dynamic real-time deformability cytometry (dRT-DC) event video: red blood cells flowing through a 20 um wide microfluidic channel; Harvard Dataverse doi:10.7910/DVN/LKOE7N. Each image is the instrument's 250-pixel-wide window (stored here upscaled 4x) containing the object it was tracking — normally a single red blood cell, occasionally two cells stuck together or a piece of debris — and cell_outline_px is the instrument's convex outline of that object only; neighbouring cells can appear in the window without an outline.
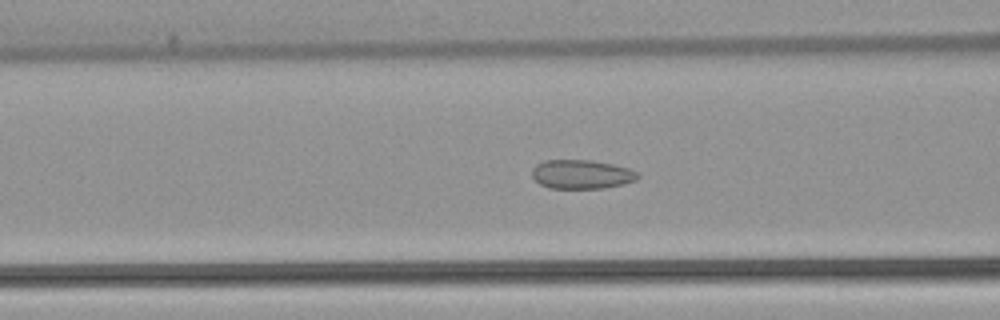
{"species": "common noctule bat (a hibernating species)", "species_latin": "Nyctalus noctula", "temperature_condition": "warm", "stored_images_in_passage": 49, "camera_frame_rate_fps": 3000, "um_per_image_px": 0.085, "animal": {"sex": "female", "body_mass_g": 22.7, "forearm_length_mm": 54.2}, "frame": {"image": 1, "passage_image": 17, "time_ms": 5.333, "image_size_px": [1000, 320], "cell_outline_px": [[640, 176], [636, 180], [624, 184], [604, 188], [548, 188], [540, 184], [532, 176], [532, 168], [536, 164], [544, 160], [592, 160], [612, 164], [628, 168], [636, 172]], "centroid_in_image_um": [49.42, 14.81], "position_along_channel_um": 117.2, "area_um2": 17.92}}
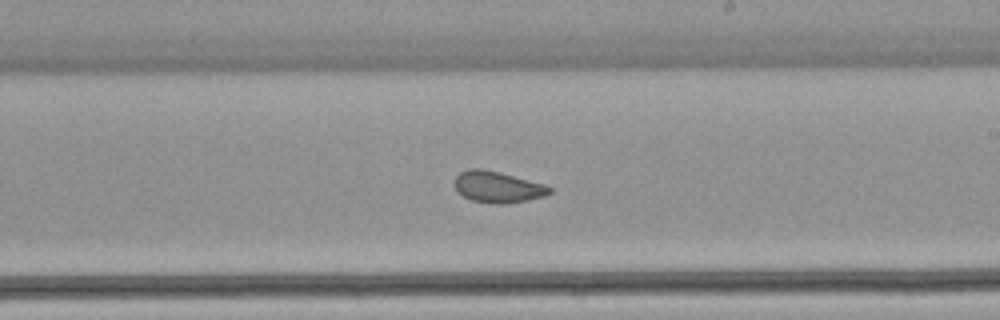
{"frame": {"image": 2, "passage_image": 27, "time_ms": 8.667, "image_size_px": [1000, 320], "cell_outline_px": [[552, 192], [544, 196], [528, 200], [504, 204], [492, 204], [472, 200], [456, 192], [456, 176], [460, 172], [468, 168], [480, 168], [500, 172], [544, 184], [552, 188]], "centroid_in_image_um": [42.3, 15.89], "position_along_channel_um": 246.7, "area_um2": 17.34}}
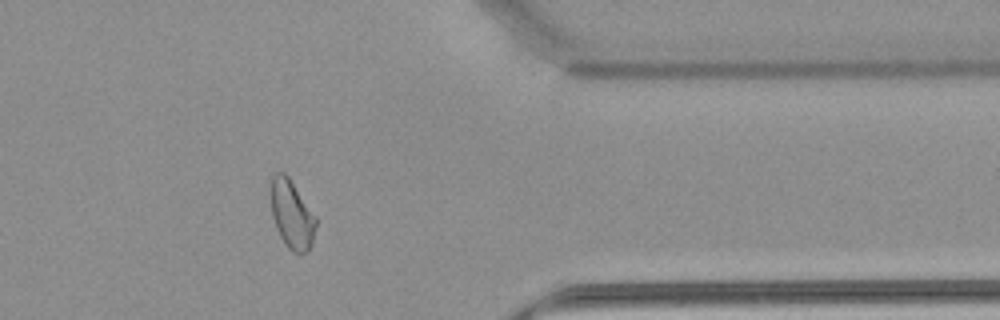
{"frame": {"image": 3, "passage_image": 39, "time_ms": 12.667, "image_size_px": [1000, 320], "cell_outline_px": [[316, 228], [312, 244], [308, 252], [292, 252], [288, 248], [280, 236], [276, 228], [272, 216], [272, 176], [276, 172], [284, 172], [288, 176], [316, 216]], "centroid_in_image_um": [24.83, 18.25], "position_along_channel_um": 386.6, "area_um2": 17.8}, "authors_computed_cell_mechanics": {"area_um2": 18.5538, "velocity_mm_per_s": 3.8942, "shape_relaxation_time_tau1_ms": 6.1573, "shape_relaxation_time_tau2_ms": 1.4626, "deformation_change_tau1": 0.1007, "deformation_change_tau2": 0.0698}}